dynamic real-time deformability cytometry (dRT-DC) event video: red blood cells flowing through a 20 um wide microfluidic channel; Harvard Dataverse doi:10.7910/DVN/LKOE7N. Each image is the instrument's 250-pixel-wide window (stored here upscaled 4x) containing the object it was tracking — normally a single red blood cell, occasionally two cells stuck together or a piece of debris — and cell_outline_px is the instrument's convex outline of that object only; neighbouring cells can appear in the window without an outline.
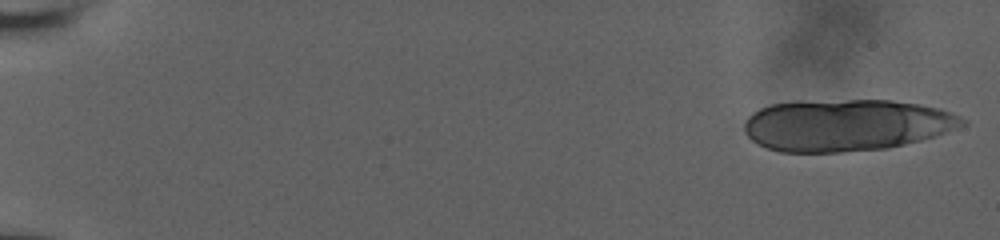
{"species": "human", "species_latin": "Homo sapiens", "temperature_condition": "room temperature", "stored_images_in_passage": 20, "camera_frame_rate_fps": 3000, "um_per_image_px": 0.085, "donor": {"sex": "male"}, "frame": {"image": 1, "passage_image": 1, "time_ms": 0.0, "image_size_px": [1000, 240], "cell_outline_px": [[968, 124], [920, 140], [888, 148], [840, 152], [780, 152], [768, 148], [752, 140], [744, 132], [744, 120], [752, 112], [760, 108], [772, 104], [848, 100], [892, 100], [920, 104], [940, 108], [960, 116], [968, 120]], "centroid_in_image_um": [71.95, 10.64], "position_along_channel_um": 13.1, "area_um2": 65.49}}